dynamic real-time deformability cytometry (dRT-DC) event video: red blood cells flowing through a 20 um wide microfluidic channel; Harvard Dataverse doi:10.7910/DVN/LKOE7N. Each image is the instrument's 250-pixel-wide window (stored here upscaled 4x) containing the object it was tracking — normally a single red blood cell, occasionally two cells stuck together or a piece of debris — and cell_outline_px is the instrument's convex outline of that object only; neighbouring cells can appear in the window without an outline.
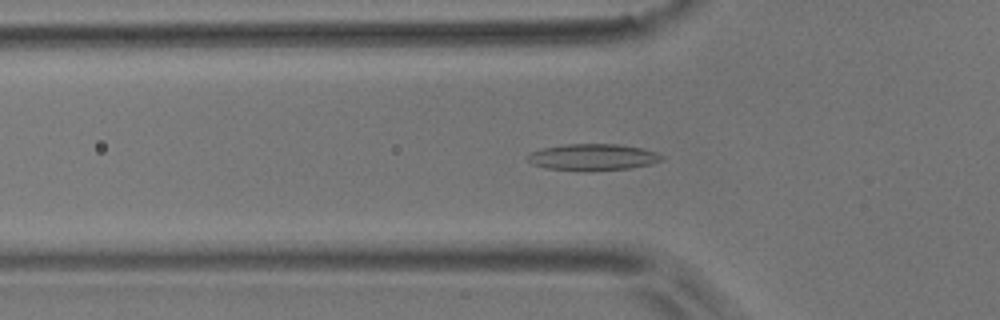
{"species": "common noctule bat (a hibernating species)", "species_latin": "Nyctalus noctula", "temperature_condition": "room temperature", "stored_images_in_passage": 54, "camera_frame_rate_fps": 3000, "um_per_image_px": 0.085, "animal": {"sex": "male", "body_mass_g": 17.9}, "frame": {"image": 1, "passage_image": 18, "time_ms": 5.667, "image_size_px": [1000, 320], "cell_outline_px": [[664, 160], [652, 164], [632, 168], [588, 172], [584, 172], [544, 168], [532, 164], [528, 160], [528, 156], [532, 152], [540, 148], [568, 144], [616, 144], [644, 148], [656, 152], [664, 156]], "centroid_in_image_um": [50.42, 13.38], "position_along_channel_um": 75.4, "area_um2": 21.21}}
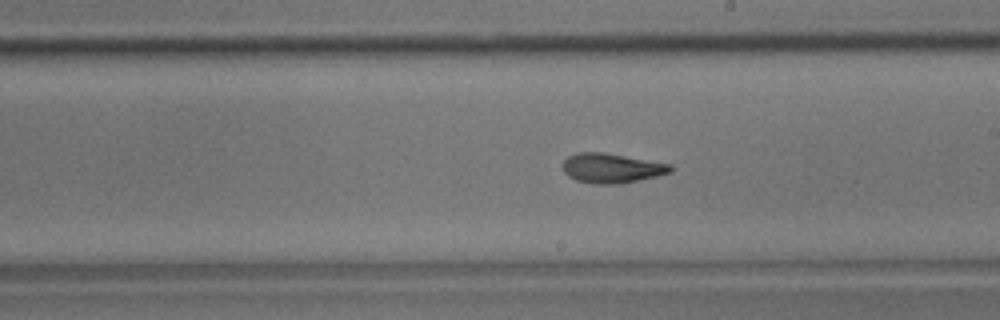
{"frame": {"image": 2, "passage_image": 31, "time_ms": 10.0, "image_size_px": [1000, 320], "cell_outline_px": [[676, 168], [672, 172], [656, 176], [620, 184], [592, 184], [576, 180], [568, 176], [564, 172], [564, 160], [568, 156], [576, 152], [604, 152], [672, 164]], "centroid_in_image_um": [52.02, 14.29], "position_along_channel_um": 237.0, "area_um2": 18.79}}
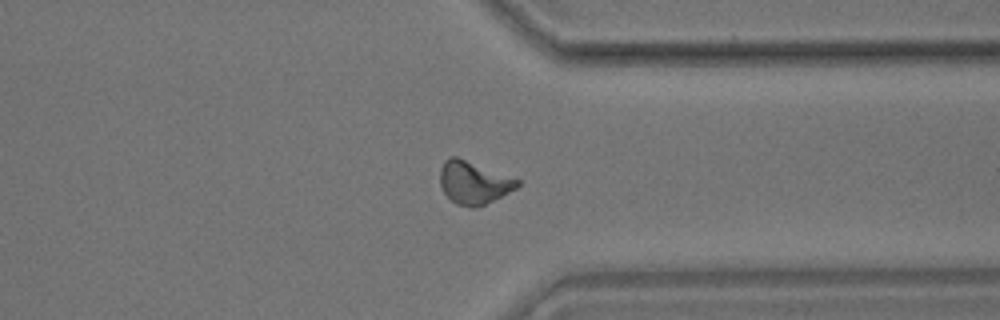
{"frame": {"image": 3, "passage_image": 42, "time_ms": 13.667, "image_size_px": [1000, 320], "cell_outline_px": [[520, 184], [516, 188], [476, 208], [468, 208], [456, 204], [444, 192], [440, 184], [440, 168], [444, 160], [448, 156], [456, 156], [520, 180]], "centroid_in_image_um": [40.22, 15.51], "position_along_channel_um": 371.2, "area_um2": 19.07}, "authors_computed_cell_mechanics": {"area_um2": 18.6694, "velocity_mm_per_s": 3.7081, "shape_relaxation_time_tau1_ms": 9.4978, "shape_relaxation_time_tau2_ms": 2.3669, "deformation_change_tau1": 0.2056, "deformation_change_tau2": 0.1031}}